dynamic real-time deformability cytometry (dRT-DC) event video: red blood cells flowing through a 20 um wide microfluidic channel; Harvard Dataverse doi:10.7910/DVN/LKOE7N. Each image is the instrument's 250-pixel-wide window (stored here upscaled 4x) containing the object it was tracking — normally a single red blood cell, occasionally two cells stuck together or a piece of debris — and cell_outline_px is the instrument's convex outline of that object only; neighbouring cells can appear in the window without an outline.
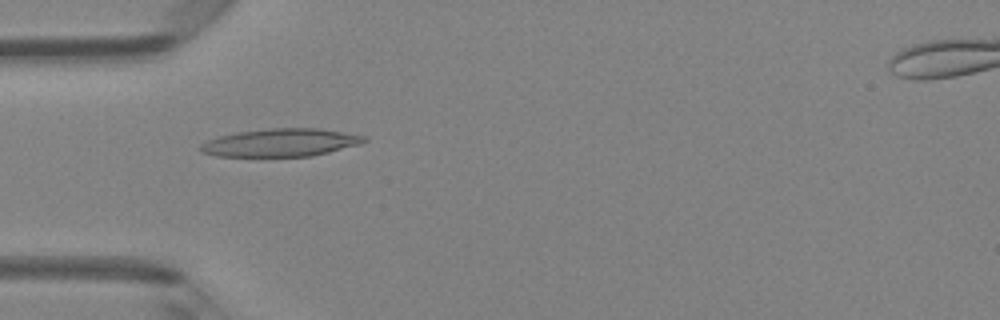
{"species": "Egyptian fruit bat (a non-hibernating species)", "species_latin": "Rousettus aegyptiacus", "temperature_condition": "room temperature", "stored_images_in_passage": 6, "camera_frame_rate_fps": 3000, "um_per_image_px": 0.085, "animal": {"sex": "female"}, "frame": {"image": 1, "passage_image": 5, "time_ms": 1.333, "image_size_px": [1000, 320], "cell_outline_px": [[368, 140], [360, 144], [312, 156], [216, 156], [204, 152], [200, 148], [200, 144], [208, 140], [220, 136], [236, 132], [268, 128], [316, 128], [368, 136]], "centroid_in_image_um": [23.88, 12.11], "position_along_channel_um": 61.1, "area_um2": 26.41}}
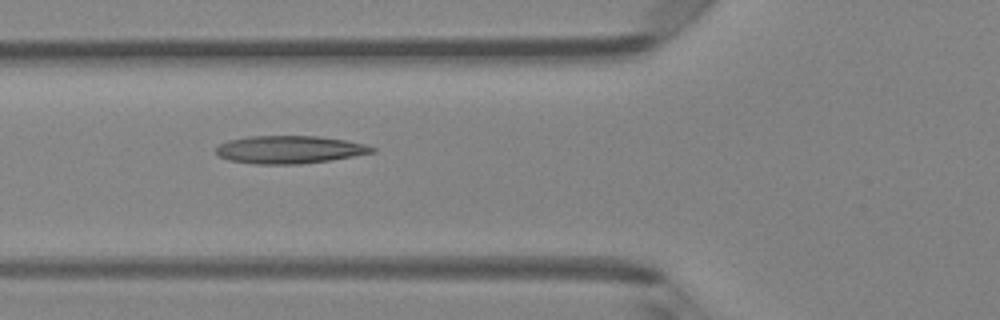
{"frame": {"image": 2, "passage_image": 6, "time_ms": 1.667, "image_size_px": [1000, 320], "cell_outline_px": [[376, 152], [332, 160], [300, 164], [256, 164], [228, 160], [220, 156], [216, 152], [216, 148], [220, 144], [228, 140], [248, 136], [316, 136], [344, 140], [364, 144], [376, 148]], "centroid_in_image_um": [24.61, 12.72], "position_along_channel_um": 101.2, "area_um2": 25.26}}